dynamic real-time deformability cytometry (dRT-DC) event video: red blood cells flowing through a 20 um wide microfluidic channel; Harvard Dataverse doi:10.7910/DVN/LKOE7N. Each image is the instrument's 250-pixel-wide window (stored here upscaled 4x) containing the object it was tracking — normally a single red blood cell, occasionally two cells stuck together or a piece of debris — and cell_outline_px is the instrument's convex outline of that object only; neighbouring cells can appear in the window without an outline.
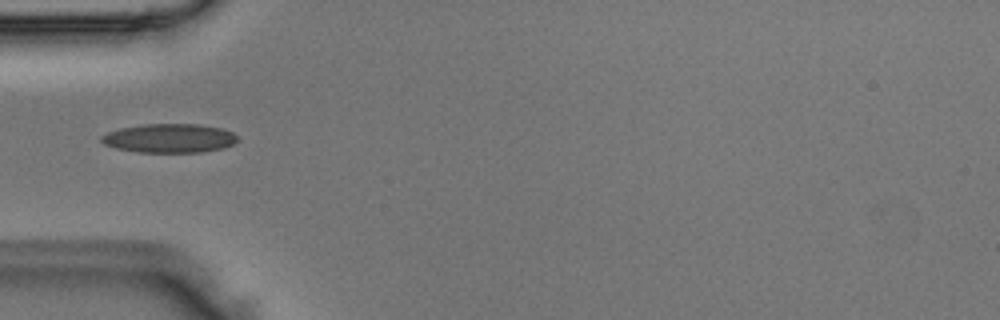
{"species": "Egyptian fruit bat (a non-hibernating species)", "species_latin": "Rousettus aegyptiacus", "temperature_condition": "room temperature", "stored_images_in_passage": 4, "camera_frame_rate_fps": 3000, "um_per_image_px": 0.085, "animal": {"sex": "male"}, "frame": {"image": 1, "passage_image": 2, "time_ms": 0.333, "image_size_px": [1000, 320], "cell_outline_px": [[240, 140], [224, 148], [200, 152], [140, 152], [116, 148], [104, 144], [100, 140], [100, 136], [108, 132], [120, 128], [140, 124], [196, 124], [224, 128], [232, 132]], "centroid_in_image_um": [14.41, 11.74], "position_along_channel_um": 70.6, "area_um2": 23.06}}
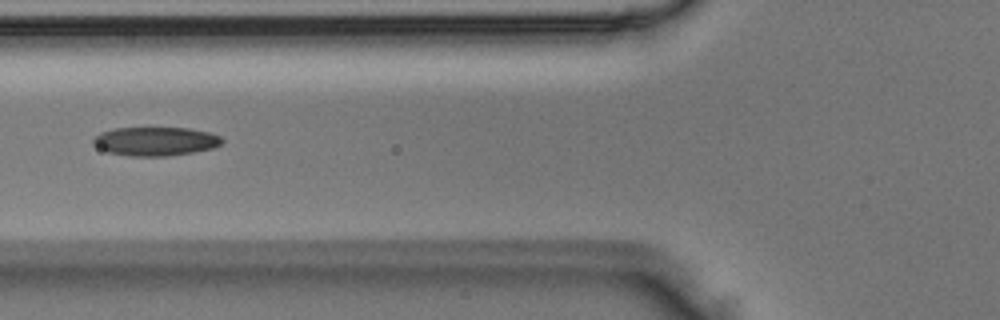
{"frame": {"image": 2, "passage_image": 3, "time_ms": 0.667, "image_size_px": [1000, 320], "cell_outline_px": [[224, 140], [220, 144], [212, 148], [192, 152], [168, 156], [128, 156], [108, 152], [92, 144], [92, 140], [100, 132], [116, 128], [188, 128], [208, 132], [220, 136]], "centroid_in_image_um": [13.19, 12.01], "position_along_channel_um": 112.6, "area_um2": 21.5}}